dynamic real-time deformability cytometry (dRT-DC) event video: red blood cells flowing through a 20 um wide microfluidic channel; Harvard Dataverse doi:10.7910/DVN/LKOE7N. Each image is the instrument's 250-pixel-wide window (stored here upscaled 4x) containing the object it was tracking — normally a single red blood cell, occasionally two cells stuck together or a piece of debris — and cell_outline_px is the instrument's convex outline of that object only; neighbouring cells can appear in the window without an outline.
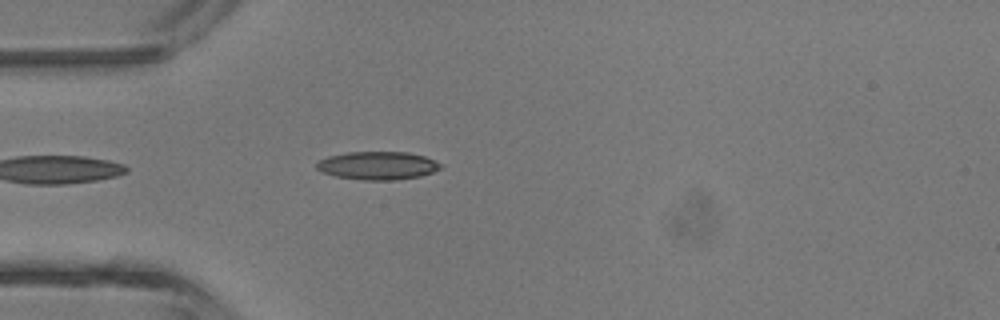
{"species": "common noctule bat (a hibernating species)", "species_latin": "Nyctalus noctula", "temperature_condition": "room temperature", "stored_images_in_passage": 3, "camera_frame_rate_fps": 3000, "um_per_image_px": 0.085, "animal": {"sex": "male", "body_mass_g": 13.3}, "frame": {"image": 1, "passage_image": 3, "time_ms": 3.333, "image_size_px": [1000, 320], "cell_outline_px": [[444, 164], [440, 168], [432, 172], [420, 176], [396, 180], [364, 180], [336, 176], [320, 172], [316, 168], [316, 164], [320, 160], [328, 156], [348, 152], [408, 152], [424, 156]], "centroid_in_image_um": [32.1, 14.07], "position_along_channel_um": 52.9, "area_um2": 20.35}}